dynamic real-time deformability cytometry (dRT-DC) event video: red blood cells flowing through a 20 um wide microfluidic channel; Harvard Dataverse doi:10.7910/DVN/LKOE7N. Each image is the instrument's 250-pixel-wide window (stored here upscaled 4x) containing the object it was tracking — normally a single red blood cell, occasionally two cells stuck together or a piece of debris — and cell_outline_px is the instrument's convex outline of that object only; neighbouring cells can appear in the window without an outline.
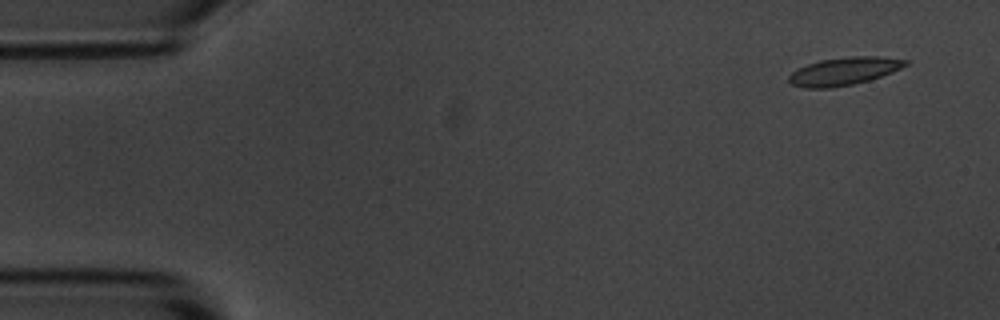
{"species": "common noctule bat (a hibernating species)", "species_latin": "Nyctalus noctula", "temperature_condition": "room temperature", "stored_images_in_passage": 4, "camera_frame_rate_fps": 3000, "um_per_image_px": 0.085, "animal": {"sex": "male", "body_mass_g": 20.1, "forearm_length_mm": 53.5}, "frame": {"image": 1, "passage_image": 1, "time_ms": 0.0, "image_size_px": [1000, 320], "cell_outline_px": [[908, 64], [892, 72], [868, 80], [852, 84], [832, 88], [804, 88], [792, 84], [788, 80], [788, 76], [792, 72], [808, 64], [820, 60], [852, 56], [876, 56], [908, 60]], "centroid_in_image_um": [71.72, 6.05], "position_along_channel_um": 13.3, "area_um2": 18.67}}
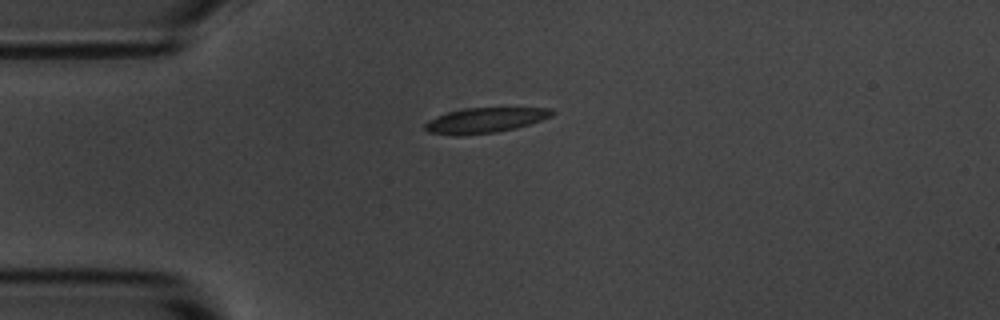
{"frame": {"image": 2, "passage_image": 4, "time_ms": 3.333, "image_size_px": [1000, 320], "cell_outline_px": [[556, 112], [552, 116], [516, 128], [496, 132], [460, 136], [456, 136], [428, 132], [424, 128], [424, 124], [428, 120], [436, 116], [448, 112], [464, 108], [552, 108]], "centroid_in_image_um": [41.2, 10.23], "position_along_channel_um": 43.8, "area_um2": 18.67}}